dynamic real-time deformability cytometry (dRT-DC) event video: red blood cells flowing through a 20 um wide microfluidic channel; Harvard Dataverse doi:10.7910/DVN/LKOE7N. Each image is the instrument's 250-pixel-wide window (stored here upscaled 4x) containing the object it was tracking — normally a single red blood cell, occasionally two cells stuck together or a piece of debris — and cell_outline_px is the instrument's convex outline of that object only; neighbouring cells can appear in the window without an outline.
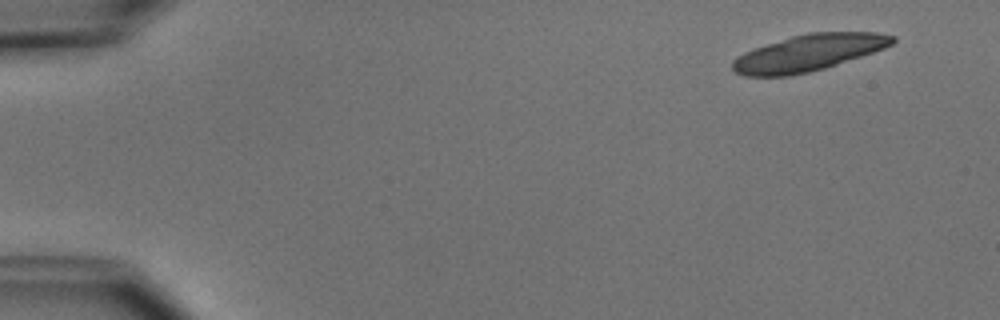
{"species": "common noctule bat (a hibernating species)", "species_latin": "Nyctalus noctula", "temperature_condition": "cold", "stored_images_in_passage": 5, "camera_frame_rate_fps": 3000, "um_per_image_px": 0.085, "animal": {"sex": "male", "body_mass_g": 15.6}, "frame": {"image": 1, "passage_image": 1, "time_ms": 0.0, "image_size_px": [1000, 320], "cell_outline_px": [[896, 40], [892, 44], [884, 48], [824, 68], [808, 72], [788, 76], [744, 76], [736, 72], [732, 68], [732, 60], [736, 56], [752, 48], [792, 36], [808, 32], [876, 32], [896, 36]], "centroid_in_image_um": [68.69, 4.48], "position_along_channel_um": 16.3, "area_um2": 33.87}}
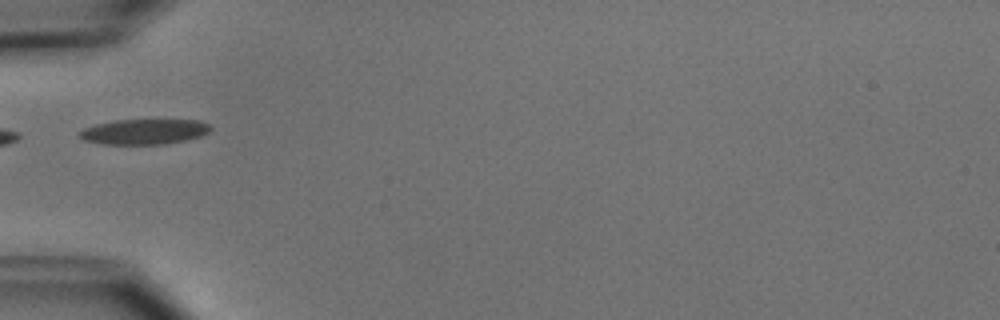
{"frame": {"image": 2, "passage_image": 5, "time_ms": 4.667, "image_size_px": [1000, 320], "cell_outline_px": [[212, 128], [208, 132], [200, 136], [188, 140], [164, 144], [100, 144], [84, 140], [76, 136], [84, 128], [96, 124], [116, 120], [200, 120], [208, 124]], "centroid_in_image_um": [12.24, 11.2], "position_along_channel_um": 72.8, "area_um2": 19.36}}